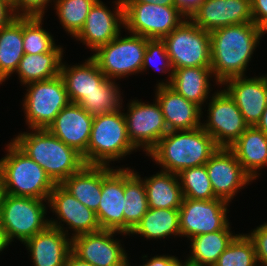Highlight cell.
Segmentation results:
<instances>
[{
	"label": "cell",
	"mask_w": 267,
	"mask_h": 266,
	"mask_svg": "<svg viewBox=\"0 0 267 266\" xmlns=\"http://www.w3.org/2000/svg\"><path fill=\"white\" fill-rule=\"evenodd\" d=\"M251 14L253 22L267 33V0H251Z\"/></svg>",
	"instance_id": "cell-42"
},
{
	"label": "cell",
	"mask_w": 267,
	"mask_h": 266,
	"mask_svg": "<svg viewBox=\"0 0 267 266\" xmlns=\"http://www.w3.org/2000/svg\"><path fill=\"white\" fill-rule=\"evenodd\" d=\"M208 101V119L201 123V127L211 135L219 147L228 148L249 125L244 121L234 99L224 88L215 91Z\"/></svg>",
	"instance_id": "cell-12"
},
{
	"label": "cell",
	"mask_w": 267,
	"mask_h": 266,
	"mask_svg": "<svg viewBox=\"0 0 267 266\" xmlns=\"http://www.w3.org/2000/svg\"><path fill=\"white\" fill-rule=\"evenodd\" d=\"M142 258L146 263L140 266H172L178 260V257L172 255H156L149 260L148 255H144Z\"/></svg>",
	"instance_id": "cell-44"
},
{
	"label": "cell",
	"mask_w": 267,
	"mask_h": 266,
	"mask_svg": "<svg viewBox=\"0 0 267 266\" xmlns=\"http://www.w3.org/2000/svg\"><path fill=\"white\" fill-rule=\"evenodd\" d=\"M29 131L18 133L11 140L38 163L55 184H61L85 165L80 153L55 137L47 128Z\"/></svg>",
	"instance_id": "cell-3"
},
{
	"label": "cell",
	"mask_w": 267,
	"mask_h": 266,
	"mask_svg": "<svg viewBox=\"0 0 267 266\" xmlns=\"http://www.w3.org/2000/svg\"><path fill=\"white\" fill-rule=\"evenodd\" d=\"M253 241L247 234H238L213 266H259Z\"/></svg>",
	"instance_id": "cell-38"
},
{
	"label": "cell",
	"mask_w": 267,
	"mask_h": 266,
	"mask_svg": "<svg viewBox=\"0 0 267 266\" xmlns=\"http://www.w3.org/2000/svg\"><path fill=\"white\" fill-rule=\"evenodd\" d=\"M219 146L202 127L165 134L147 154L162 171L179 174L183 169L205 165Z\"/></svg>",
	"instance_id": "cell-2"
},
{
	"label": "cell",
	"mask_w": 267,
	"mask_h": 266,
	"mask_svg": "<svg viewBox=\"0 0 267 266\" xmlns=\"http://www.w3.org/2000/svg\"><path fill=\"white\" fill-rule=\"evenodd\" d=\"M155 98L160 104L168 131L192 130L201 127L202 109L188 101L169 85L158 86Z\"/></svg>",
	"instance_id": "cell-22"
},
{
	"label": "cell",
	"mask_w": 267,
	"mask_h": 266,
	"mask_svg": "<svg viewBox=\"0 0 267 266\" xmlns=\"http://www.w3.org/2000/svg\"><path fill=\"white\" fill-rule=\"evenodd\" d=\"M178 176L184 198L194 200L217 198L213 192L205 165L183 169Z\"/></svg>",
	"instance_id": "cell-36"
},
{
	"label": "cell",
	"mask_w": 267,
	"mask_h": 266,
	"mask_svg": "<svg viewBox=\"0 0 267 266\" xmlns=\"http://www.w3.org/2000/svg\"><path fill=\"white\" fill-rule=\"evenodd\" d=\"M205 1L206 0H174V6L189 18Z\"/></svg>",
	"instance_id": "cell-43"
},
{
	"label": "cell",
	"mask_w": 267,
	"mask_h": 266,
	"mask_svg": "<svg viewBox=\"0 0 267 266\" xmlns=\"http://www.w3.org/2000/svg\"><path fill=\"white\" fill-rule=\"evenodd\" d=\"M263 35L254 22L229 25L210 32L211 70L215 84L221 86L229 78L245 76Z\"/></svg>",
	"instance_id": "cell-1"
},
{
	"label": "cell",
	"mask_w": 267,
	"mask_h": 266,
	"mask_svg": "<svg viewBox=\"0 0 267 266\" xmlns=\"http://www.w3.org/2000/svg\"><path fill=\"white\" fill-rule=\"evenodd\" d=\"M130 168L124 167V233L128 236L149 209L144 181Z\"/></svg>",
	"instance_id": "cell-31"
},
{
	"label": "cell",
	"mask_w": 267,
	"mask_h": 266,
	"mask_svg": "<svg viewBox=\"0 0 267 266\" xmlns=\"http://www.w3.org/2000/svg\"><path fill=\"white\" fill-rule=\"evenodd\" d=\"M205 167L215 196L228 203L232 202L240 189L253 181L243 170L235 154L226 147H219Z\"/></svg>",
	"instance_id": "cell-17"
},
{
	"label": "cell",
	"mask_w": 267,
	"mask_h": 266,
	"mask_svg": "<svg viewBox=\"0 0 267 266\" xmlns=\"http://www.w3.org/2000/svg\"><path fill=\"white\" fill-rule=\"evenodd\" d=\"M63 51L65 50L58 45L50 52L25 54L15 71L19 76V82L25 86L60 75V66L64 60Z\"/></svg>",
	"instance_id": "cell-29"
},
{
	"label": "cell",
	"mask_w": 267,
	"mask_h": 266,
	"mask_svg": "<svg viewBox=\"0 0 267 266\" xmlns=\"http://www.w3.org/2000/svg\"><path fill=\"white\" fill-rule=\"evenodd\" d=\"M172 266H191L186 260L184 262L178 259Z\"/></svg>",
	"instance_id": "cell-51"
},
{
	"label": "cell",
	"mask_w": 267,
	"mask_h": 266,
	"mask_svg": "<svg viewBox=\"0 0 267 266\" xmlns=\"http://www.w3.org/2000/svg\"><path fill=\"white\" fill-rule=\"evenodd\" d=\"M61 63L60 75L64 80L70 102L78 103L84 95L98 90V86L108 79L99 69L97 63L88 57L84 63L68 65Z\"/></svg>",
	"instance_id": "cell-25"
},
{
	"label": "cell",
	"mask_w": 267,
	"mask_h": 266,
	"mask_svg": "<svg viewBox=\"0 0 267 266\" xmlns=\"http://www.w3.org/2000/svg\"><path fill=\"white\" fill-rule=\"evenodd\" d=\"M147 40L132 33L122 37L120 33L90 57L108 79L117 81V78L141 73Z\"/></svg>",
	"instance_id": "cell-8"
},
{
	"label": "cell",
	"mask_w": 267,
	"mask_h": 266,
	"mask_svg": "<svg viewBox=\"0 0 267 266\" xmlns=\"http://www.w3.org/2000/svg\"><path fill=\"white\" fill-rule=\"evenodd\" d=\"M123 2L153 3L162 6H174V0H123Z\"/></svg>",
	"instance_id": "cell-47"
},
{
	"label": "cell",
	"mask_w": 267,
	"mask_h": 266,
	"mask_svg": "<svg viewBox=\"0 0 267 266\" xmlns=\"http://www.w3.org/2000/svg\"><path fill=\"white\" fill-rule=\"evenodd\" d=\"M138 100L129 101L128 110L123 114L129 140L136 149L142 148L147 155L169 131L156 98L153 104Z\"/></svg>",
	"instance_id": "cell-13"
},
{
	"label": "cell",
	"mask_w": 267,
	"mask_h": 266,
	"mask_svg": "<svg viewBox=\"0 0 267 266\" xmlns=\"http://www.w3.org/2000/svg\"><path fill=\"white\" fill-rule=\"evenodd\" d=\"M114 10L108 8L101 0H97L86 17L85 24L76 40L94 53L121 33L125 27L123 0L114 1Z\"/></svg>",
	"instance_id": "cell-15"
},
{
	"label": "cell",
	"mask_w": 267,
	"mask_h": 266,
	"mask_svg": "<svg viewBox=\"0 0 267 266\" xmlns=\"http://www.w3.org/2000/svg\"><path fill=\"white\" fill-rule=\"evenodd\" d=\"M130 234L147 240L167 239L172 235L181 237L179 209L149 208Z\"/></svg>",
	"instance_id": "cell-32"
},
{
	"label": "cell",
	"mask_w": 267,
	"mask_h": 266,
	"mask_svg": "<svg viewBox=\"0 0 267 266\" xmlns=\"http://www.w3.org/2000/svg\"><path fill=\"white\" fill-rule=\"evenodd\" d=\"M48 207L58 219H49V225L60 229L67 236L70 230L73 231L71 238L101 230L96 213L83 205L60 184H56L50 193ZM64 223L67 227H64Z\"/></svg>",
	"instance_id": "cell-14"
},
{
	"label": "cell",
	"mask_w": 267,
	"mask_h": 266,
	"mask_svg": "<svg viewBox=\"0 0 267 266\" xmlns=\"http://www.w3.org/2000/svg\"><path fill=\"white\" fill-rule=\"evenodd\" d=\"M123 110L93 118L91 135L82 158L86 165L110 166L111 161L122 160L137 149L128 138Z\"/></svg>",
	"instance_id": "cell-5"
},
{
	"label": "cell",
	"mask_w": 267,
	"mask_h": 266,
	"mask_svg": "<svg viewBox=\"0 0 267 266\" xmlns=\"http://www.w3.org/2000/svg\"><path fill=\"white\" fill-rule=\"evenodd\" d=\"M9 245L10 243L6 238L4 231L0 227V253L4 251V249L8 248Z\"/></svg>",
	"instance_id": "cell-49"
},
{
	"label": "cell",
	"mask_w": 267,
	"mask_h": 266,
	"mask_svg": "<svg viewBox=\"0 0 267 266\" xmlns=\"http://www.w3.org/2000/svg\"><path fill=\"white\" fill-rule=\"evenodd\" d=\"M97 0H55L54 10L65 31L75 38L82 30L90 9Z\"/></svg>",
	"instance_id": "cell-35"
},
{
	"label": "cell",
	"mask_w": 267,
	"mask_h": 266,
	"mask_svg": "<svg viewBox=\"0 0 267 266\" xmlns=\"http://www.w3.org/2000/svg\"><path fill=\"white\" fill-rule=\"evenodd\" d=\"M115 80L107 79L98 90L92 91L77 103L92 116L122 109L121 91Z\"/></svg>",
	"instance_id": "cell-34"
},
{
	"label": "cell",
	"mask_w": 267,
	"mask_h": 266,
	"mask_svg": "<svg viewBox=\"0 0 267 266\" xmlns=\"http://www.w3.org/2000/svg\"><path fill=\"white\" fill-rule=\"evenodd\" d=\"M144 178L141 179L145 184L149 208H180L184 196L178 174L161 170L155 175Z\"/></svg>",
	"instance_id": "cell-28"
},
{
	"label": "cell",
	"mask_w": 267,
	"mask_h": 266,
	"mask_svg": "<svg viewBox=\"0 0 267 266\" xmlns=\"http://www.w3.org/2000/svg\"><path fill=\"white\" fill-rule=\"evenodd\" d=\"M214 78L211 67H185L174 69L169 85L188 101L202 107L211 97V78ZM209 96V97H208Z\"/></svg>",
	"instance_id": "cell-26"
},
{
	"label": "cell",
	"mask_w": 267,
	"mask_h": 266,
	"mask_svg": "<svg viewBox=\"0 0 267 266\" xmlns=\"http://www.w3.org/2000/svg\"><path fill=\"white\" fill-rule=\"evenodd\" d=\"M253 241L259 266H267V222L261 224L247 234Z\"/></svg>",
	"instance_id": "cell-41"
},
{
	"label": "cell",
	"mask_w": 267,
	"mask_h": 266,
	"mask_svg": "<svg viewBox=\"0 0 267 266\" xmlns=\"http://www.w3.org/2000/svg\"><path fill=\"white\" fill-rule=\"evenodd\" d=\"M0 159L4 193L17 197L48 200L56 185L45 170L12 140Z\"/></svg>",
	"instance_id": "cell-4"
},
{
	"label": "cell",
	"mask_w": 267,
	"mask_h": 266,
	"mask_svg": "<svg viewBox=\"0 0 267 266\" xmlns=\"http://www.w3.org/2000/svg\"><path fill=\"white\" fill-rule=\"evenodd\" d=\"M228 148L253 181L260 176L258 172L267 166V135L255 126H249Z\"/></svg>",
	"instance_id": "cell-24"
},
{
	"label": "cell",
	"mask_w": 267,
	"mask_h": 266,
	"mask_svg": "<svg viewBox=\"0 0 267 266\" xmlns=\"http://www.w3.org/2000/svg\"><path fill=\"white\" fill-rule=\"evenodd\" d=\"M162 40L165 42L173 70L185 67H211L210 32L202 30L189 18Z\"/></svg>",
	"instance_id": "cell-9"
},
{
	"label": "cell",
	"mask_w": 267,
	"mask_h": 266,
	"mask_svg": "<svg viewBox=\"0 0 267 266\" xmlns=\"http://www.w3.org/2000/svg\"><path fill=\"white\" fill-rule=\"evenodd\" d=\"M230 203L215 198L212 200H194L183 198L179 208L180 233L187 240L197 235L231 230L227 218Z\"/></svg>",
	"instance_id": "cell-11"
},
{
	"label": "cell",
	"mask_w": 267,
	"mask_h": 266,
	"mask_svg": "<svg viewBox=\"0 0 267 266\" xmlns=\"http://www.w3.org/2000/svg\"><path fill=\"white\" fill-rule=\"evenodd\" d=\"M129 262H130V260L127 259V260L124 262L123 266H131ZM139 266H140V265H139Z\"/></svg>",
	"instance_id": "cell-52"
},
{
	"label": "cell",
	"mask_w": 267,
	"mask_h": 266,
	"mask_svg": "<svg viewBox=\"0 0 267 266\" xmlns=\"http://www.w3.org/2000/svg\"><path fill=\"white\" fill-rule=\"evenodd\" d=\"M125 30L148 39H163L187 17L175 6L123 2Z\"/></svg>",
	"instance_id": "cell-10"
},
{
	"label": "cell",
	"mask_w": 267,
	"mask_h": 266,
	"mask_svg": "<svg viewBox=\"0 0 267 266\" xmlns=\"http://www.w3.org/2000/svg\"><path fill=\"white\" fill-rule=\"evenodd\" d=\"M156 59L160 60L159 62L161 64H156L158 63ZM149 67L154 68L160 73L169 74L167 75L169 78L166 81L162 80V82H158L155 87L171 84L172 74L174 70L171 65L169 55L167 53L165 42L162 39L147 40L141 73L145 72L147 69H149Z\"/></svg>",
	"instance_id": "cell-39"
},
{
	"label": "cell",
	"mask_w": 267,
	"mask_h": 266,
	"mask_svg": "<svg viewBox=\"0 0 267 266\" xmlns=\"http://www.w3.org/2000/svg\"><path fill=\"white\" fill-rule=\"evenodd\" d=\"M221 86L234 99L244 121L249 126H255L267 105V74L229 78Z\"/></svg>",
	"instance_id": "cell-20"
},
{
	"label": "cell",
	"mask_w": 267,
	"mask_h": 266,
	"mask_svg": "<svg viewBox=\"0 0 267 266\" xmlns=\"http://www.w3.org/2000/svg\"><path fill=\"white\" fill-rule=\"evenodd\" d=\"M189 19L202 30L253 22L251 0H206Z\"/></svg>",
	"instance_id": "cell-19"
},
{
	"label": "cell",
	"mask_w": 267,
	"mask_h": 266,
	"mask_svg": "<svg viewBox=\"0 0 267 266\" xmlns=\"http://www.w3.org/2000/svg\"><path fill=\"white\" fill-rule=\"evenodd\" d=\"M70 237V238H69ZM34 266H65L71 252L72 238L60 229L48 226L23 243Z\"/></svg>",
	"instance_id": "cell-23"
},
{
	"label": "cell",
	"mask_w": 267,
	"mask_h": 266,
	"mask_svg": "<svg viewBox=\"0 0 267 266\" xmlns=\"http://www.w3.org/2000/svg\"><path fill=\"white\" fill-rule=\"evenodd\" d=\"M55 0H11L15 17H44L45 10Z\"/></svg>",
	"instance_id": "cell-40"
},
{
	"label": "cell",
	"mask_w": 267,
	"mask_h": 266,
	"mask_svg": "<svg viewBox=\"0 0 267 266\" xmlns=\"http://www.w3.org/2000/svg\"><path fill=\"white\" fill-rule=\"evenodd\" d=\"M3 195H4L3 175H2L1 168H0V206L2 203Z\"/></svg>",
	"instance_id": "cell-50"
},
{
	"label": "cell",
	"mask_w": 267,
	"mask_h": 266,
	"mask_svg": "<svg viewBox=\"0 0 267 266\" xmlns=\"http://www.w3.org/2000/svg\"><path fill=\"white\" fill-rule=\"evenodd\" d=\"M46 205L48 200L4 193L0 206V227L10 244L15 238L23 244L49 226Z\"/></svg>",
	"instance_id": "cell-6"
},
{
	"label": "cell",
	"mask_w": 267,
	"mask_h": 266,
	"mask_svg": "<svg viewBox=\"0 0 267 266\" xmlns=\"http://www.w3.org/2000/svg\"><path fill=\"white\" fill-rule=\"evenodd\" d=\"M43 17H23V49L25 54L52 51L57 45L52 34L42 27Z\"/></svg>",
	"instance_id": "cell-37"
},
{
	"label": "cell",
	"mask_w": 267,
	"mask_h": 266,
	"mask_svg": "<svg viewBox=\"0 0 267 266\" xmlns=\"http://www.w3.org/2000/svg\"><path fill=\"white\" fill-rule=\"evenodd\" d=\"M24 55L23 17H15L0 29V84L14 74Z\"/></svg>",
	"instance_id": "cell-30"
},
{
	"label": "cell",
	"mask_w": 267,
	"mask_h": 266,
	"mask_svg": "<svg viewBox=\"0 0 267 266\" xmlns=\"http://www.w3.org/2000/svg\"><path fill=\"white\" fill-rule=\"evenodd\" d=\"M65 266H93V265L91 263H87L86 261L80 259L71 251L65 261Z\"/></svg>",
	"instance_id": "cell-46"
},
{
	"label": "cell",
	"mask_w": 267,
	"mask_h": 266,
	"mask_svg": "<svg viewBox=\"0 0 267 266\" xmlns=\"http://www.w3.org/2000/svg\"><path fill=\"white\" fill-rule=\"evenodd\" d=\"M94 116L79 104L66 105L47 129L67 146L83 155L89 143Z\"/></svg>",
	"instance_id": "cell-21"
},
{
	"label": "cell",
	"mask_w": 267,
	"mask_h": 266,
	"mask_svg": "<svg viewBox=\"0 0 267 266\" xmlns=\"http://www.w3.org/2000/svg\"><path fill=\"white\" fill-rule=\"evenodd\" d=\"M117 231L103 230L84 233L72 238L71 251L93 266H123L129 258L121 240L114 239Z\"/></svg>",
	"instance_id": "cell-16"
},
{
	"label": "cell",
	"mask_w": 267,
	"mask_h": 266,
	"mask_svg": "<svg viewBox=\"0 0 267 266\" xmlns=\"http://www.w3.org/2000/svg\"><path fill=\"white\" fill-rule=\"evenodd\" d=\"M87 208L96 212L101 200L102 165H84L60 184Z\"/></svg>",
	"instance_id": "cell-27"
},
{
	"label": "cell",
	"mask_w": 267,
	"mask_h": 266,
	"mask_svg": "<svg viewBox=\"0 0 267 266\" xmlns=\"http://www.w3.org/2000/svg\"><path fill=\"white\" fill-rule=\"evenodd\" d=\"M25 87L27 89L22 107L28 129L47 128L60 111L70 103L61 75L32 82Z\"/></svg>",
	"instance_id": "cell-7"
},
{
	"label": "cell",
	"mask_w": 267,
	"mask_h": 266,
	"mask_svg": "<svg viewBox=\"0 0 267 266\" xmlns=\"http://www.w3.org/2000/svg\"><path fill=\"white\" fill-rule=\"evenodd\" d=\"M237 235L231 230H218L194 236L189 239L191 254L186 261L191 266H213Z\"/></svg>",
	"instance_id": "cell-33"
},
{
	"label": "cell",
	"mask_w": 267,
	"mask_h": 266,
	"mask_svg": "<svg viewBox=\"0 0 267 266\" xmlns=\"http://www.w3.org/2000/svg\"><path fill=\"white\" fill-rule=\"evenodd\" d=\"M102 165V192L95 212L103 230L124 233V168Z\"/></svg>",
	"instance_id": "cell-18"
},
{
	"label": "cell",
	"mask_w": 267,
	"mask_h": 266,
	"mask_svg": "<svg viewBox=\"0 0 267 266\" xmlns=\"http://www.w3.org/2000/svg\"><path fill=\"white\" fill-rule=\"evenodd\" d=\"M256 128L263 131L267 135V105L263 111V114L258 121V123L255 125Z\"/></svg>",
	"instance_id": "cell-48"
},
{
	"label": "cell",
	"mask_w": 267,
	"mask_h": 266,
	"mask_svg": "<svg viewBox=\"0 0 267 266\" xmlns=\"http://www.w3.org/2000/svg\"><path fill=\"white\" fill-rule=\"evenodd\" d=\"M14 18L11 0H0V29Z\"/></svg>",
	"instance_id": "cell-45"
}]
</instances>
